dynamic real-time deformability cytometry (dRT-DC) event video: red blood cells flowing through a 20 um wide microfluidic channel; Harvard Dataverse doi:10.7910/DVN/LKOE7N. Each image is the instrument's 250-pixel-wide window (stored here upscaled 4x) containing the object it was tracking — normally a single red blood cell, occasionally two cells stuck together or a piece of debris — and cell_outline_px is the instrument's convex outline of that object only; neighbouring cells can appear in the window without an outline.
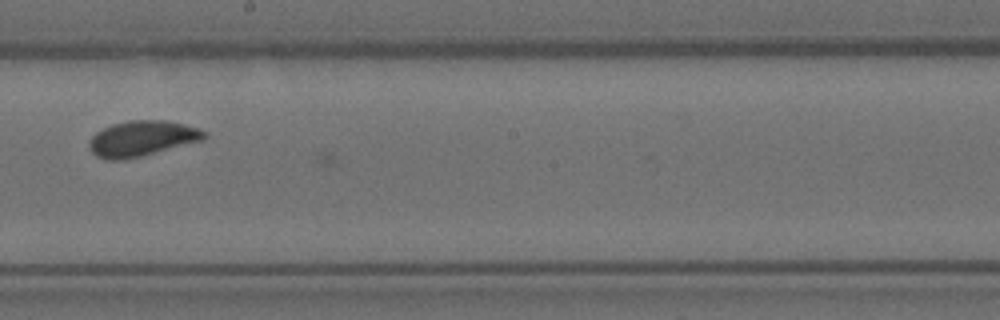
{"species": "Egyptian fruit bat (a non-hibernating species)", "species_latin": "Rousettus aegyptiacus", "temperature_condition": "room temperature", "stored_images_in_passage": 20, "camera_frame_rate_fps": 3000, "um_per_image_px": 0.085, "animal": {"sex": "female"}, "frame": {"image": 1, "passage_image": 19, "time_ms": 6.0, "image_size_px": [1000, 320], "cell_outline_px": [[208, 136], [204, 140], [140, 156], [120, 160], [108, 160], [96, 156], [88, 148], [88, 140], [96, 132], [112, 124], [132, 120], [164, 120], [184, 124], [208, 132]], "centroid_in_image_um": [12.06, 11.77], "position_along_channel_um": 236.1, "area_um2": 23.76}}